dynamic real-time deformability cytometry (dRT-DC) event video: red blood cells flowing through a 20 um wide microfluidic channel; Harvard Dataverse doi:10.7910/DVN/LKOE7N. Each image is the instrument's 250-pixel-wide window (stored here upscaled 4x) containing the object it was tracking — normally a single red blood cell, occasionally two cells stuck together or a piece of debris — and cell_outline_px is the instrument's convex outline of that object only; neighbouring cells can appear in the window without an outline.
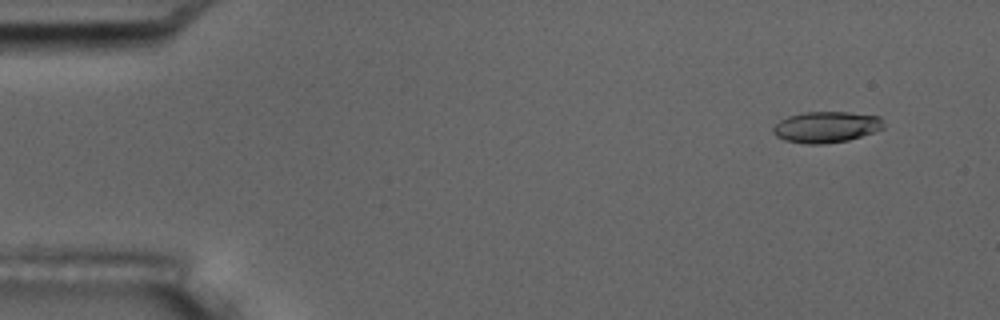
{"species": "common noctule bat (a hibernating species)", "species_latin": "Nyctalus noctula", "temperature_condition": "room temperature", "stored_images_in_passage": 6, "camera_frame_rate_fps": 3000, "um_per_image_px": 0.085, "animal": {"sex": "male", "body_mass_g": 17.5, "forearm_length_mm": 52.3}, "frame": {"image": 1, "passage_image": 2, "time_ms": 1.0, "image_size_px": [1000, 320], "cell_outline_px": [[884, 128], [848, 140], [824, 144], [808, 144], [784, 140], [776, 136], [772, 132], [772, 128], [780, 120], [788, 116], [804, 112], [848, 112], [880, 116], [884, 124]], "centroid_in_image_um": [70.21, 10.79], "position_along_channel_um": 14.8, "area_um2": 20.0}}
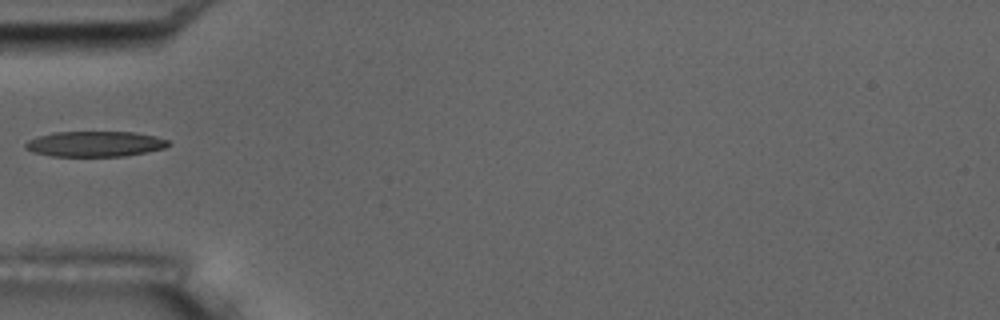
{"frame": {"image": 2, "passage_image": 6, "time_ms": 5.667, "image_size_px": [1000, 320], "cell_outline_px": [[172, 144], [164, 148], [148, 152], [124, 156], [52, 156], [32, 152], [24, 148], [24, 144], [28, 140], [36, 136], [52, 132], [136, 132], [156, 136], [168, 140]], "centroid_in_image_um": [8.07, 12.23], "position_along_channel_um": 76.9, "area_um2": 21.44}}